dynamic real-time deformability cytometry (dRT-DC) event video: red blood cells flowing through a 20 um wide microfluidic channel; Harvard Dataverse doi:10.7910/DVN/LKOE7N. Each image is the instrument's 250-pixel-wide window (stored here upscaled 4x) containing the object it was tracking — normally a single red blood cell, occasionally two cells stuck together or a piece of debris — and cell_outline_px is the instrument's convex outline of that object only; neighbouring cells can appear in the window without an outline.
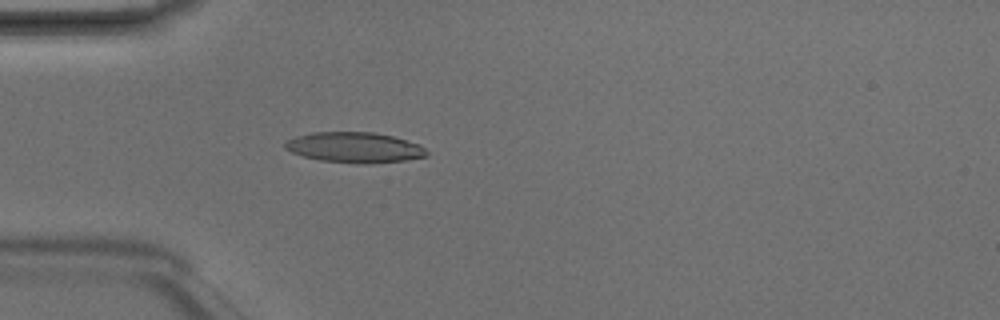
{"species": "Egyptian fruit bat (a non-hibernating species)", "species_latin": "Rousettus aegyptiacus", "temperature_condition": "room temperature", "stored_images_in_passage": 4, "camera_frame_rate_fps": 3000, "um_per_image_px": 0.085, "animal": {"sex": "male"}, "frame": {"image": 1, "passage_image": 4, "time_ms": 1.0, "image_size_px": [1000, 320], "cell_outline_px": [[428, 156], [404, 160], [372, 164], [364, 164], [320, 160], [304, 156], [292, 152], [284, 148], [284, 144], [288, 140], [296, 136], [312, 132], [372, 132], [392, 136], [420, 144], [428, 152]], "centroid_in_image_um": [30.15, 12.53], "position_along_channel_um": 54.8, "area_um2": 25.09}}